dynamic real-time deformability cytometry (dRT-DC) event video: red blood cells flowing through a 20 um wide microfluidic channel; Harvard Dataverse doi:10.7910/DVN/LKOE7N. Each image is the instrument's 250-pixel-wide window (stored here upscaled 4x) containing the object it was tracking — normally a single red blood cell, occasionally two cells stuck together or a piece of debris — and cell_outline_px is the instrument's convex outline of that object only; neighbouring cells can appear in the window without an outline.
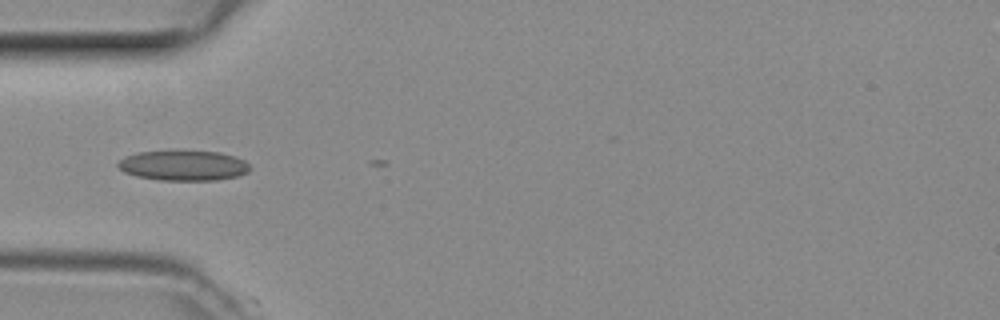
{"species": "common noctule bat (a hibernating species)", "species_latin": "Nyctalus noctula", "temperature_condition": "room temperature", "stored_images_in_passage": 2, "camera_frame_rate_fps": 3000, "um_per_image_px": 0.085, "animal": {"sex": "female", "body_mass_g": 29.2, "forearm_length_mm": 56.3}, "frame": {"image": 1, "passage_image": 1, "time_ms": 0.0, "image_size_px": [1000, 320], "cell_outline_px": [[252, 168], [248, 172], [236, 176], [216, 180], [160, 180], [136, 176], [124, 172], [116, 164], [124, 156], [140, 152], [220, 152], [236, 156], [244, 160]], "centroid_in_image_um": [15.61, 14.08], "position_along_channel_um": 69.4, "area_um2": 22.89}}